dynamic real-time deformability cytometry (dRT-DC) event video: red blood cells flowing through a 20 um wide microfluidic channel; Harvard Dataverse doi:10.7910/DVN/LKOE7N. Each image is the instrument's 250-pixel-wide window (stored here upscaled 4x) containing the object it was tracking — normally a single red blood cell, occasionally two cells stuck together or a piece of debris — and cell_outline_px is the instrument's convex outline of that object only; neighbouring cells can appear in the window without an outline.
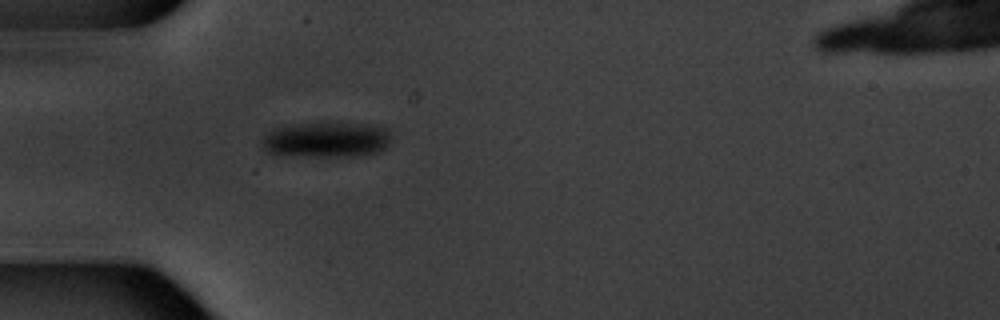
{"species": "common noctule bat (a hibernating species)", "species_latin": "Nyctalus noctula", "temperature_condition": "warm", "stored_images_in_passage": 1, "camera_frame_rate_fps": 3000, "um_per_image_px": 0.085, "animal": {"sex": "male", "body_mass_g": 20.1, "forearm_length_mm": 53.5}, "frame": {"image": 1, "passage_image": 1, "time_ms": 0.0, "image_size_px": [1000, 320], "cell_outline_px": [[392, 140], [380, 152], [356, 156], [276, 156], [264, 152], [260, 144], [260, 140], [268, 132], [276, 128], [300, 124], [380, 124], [388, 128], [392, 136]], "centroid_in_image_um": [27.74, 11.9], "position_along_channel_um": 57.3, "area_um2": 27.17}}